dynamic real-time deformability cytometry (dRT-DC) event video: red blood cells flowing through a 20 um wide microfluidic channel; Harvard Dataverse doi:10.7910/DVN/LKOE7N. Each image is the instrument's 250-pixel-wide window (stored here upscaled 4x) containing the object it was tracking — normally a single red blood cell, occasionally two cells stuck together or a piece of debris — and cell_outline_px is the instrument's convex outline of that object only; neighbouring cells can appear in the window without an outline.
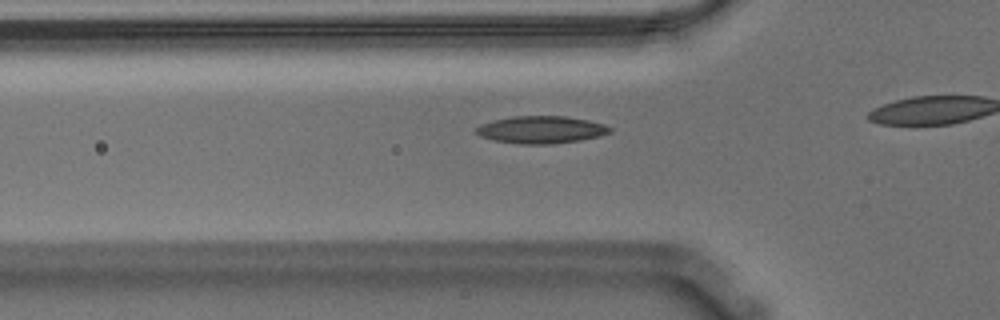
{"species": "Egyptian fruit bat (a non-hibernating species)", "species_latin": "Rousettus aegyptiacus", "temperature_condition": "warm", "stored_images_in_passage": 36, "camera_frame_rate_fps": 3000, "um_per_image_px": 0.085, "animal": {"sex": "male"}, "frame": {"image": 1, "passage_image": 11, "time_ms": 3.333, "image_size_px": [1000, 320], "cell_outline_px": [[612, 132], [600, 136], [580, 140], [552, 144], [520, 144], [492, 140], [480, 136], [472, 132], [480, 124], [492, 120], [512, 116], [564, 116], [588, 120], [604, 124], [612, 128]], "centroid_in_image_um": [45.96, 11.02], "position_along_channel_um": 79.8, "area_um2": 21.56}}
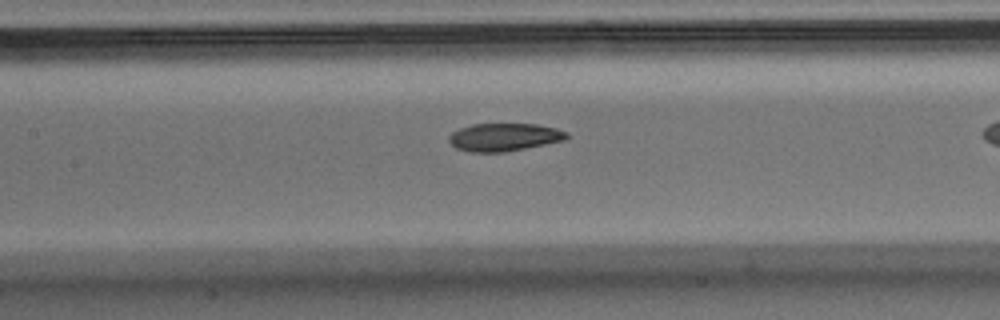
{"frame": {"image": 2, "passage_image": 18, "time_ms": 5.667, "image_size_px": [1000, 320], "cell_outline_px": [[568, 136], [564, 140], [504, 152], [468, 152], [456, 148], [448, 140], [448, 136], [452, 132], [460, 128], [472, 124], [536, 124], [556, 128], [568, 132]], "centroid_in_image_um": [42.82, 11.65], "position_along_channel_um": 164.6, "area_um2": 19.02}}
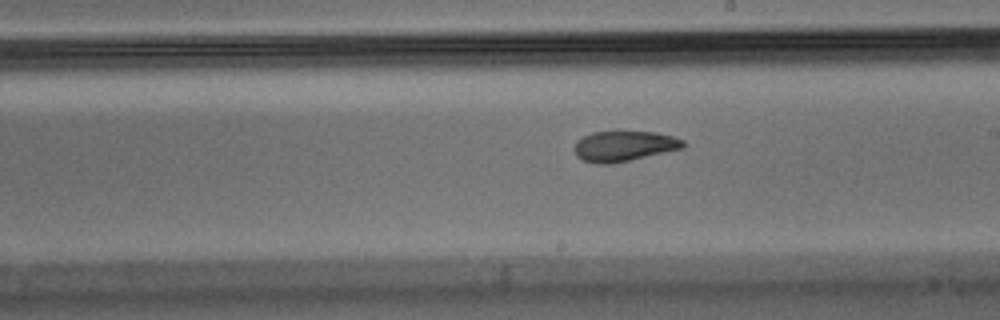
{"frame": {"image": 3, "passage_image": 24, "time_ms": 7.667, "image_size_px": [1000, 320], "cell_outline_px": [[688, 144], [684, 148], [612, 164], [596, 164], [584, 160], [576, 156], [572, 148], [576, 140], [592, 132], [616, 128], [620, 128], [656, 132], [672, 136], [684, 140]], "centroid_in_image_um": [53.03, 12.36], "position_along_channel_um": 236.0, "area_um2": 20.4}}